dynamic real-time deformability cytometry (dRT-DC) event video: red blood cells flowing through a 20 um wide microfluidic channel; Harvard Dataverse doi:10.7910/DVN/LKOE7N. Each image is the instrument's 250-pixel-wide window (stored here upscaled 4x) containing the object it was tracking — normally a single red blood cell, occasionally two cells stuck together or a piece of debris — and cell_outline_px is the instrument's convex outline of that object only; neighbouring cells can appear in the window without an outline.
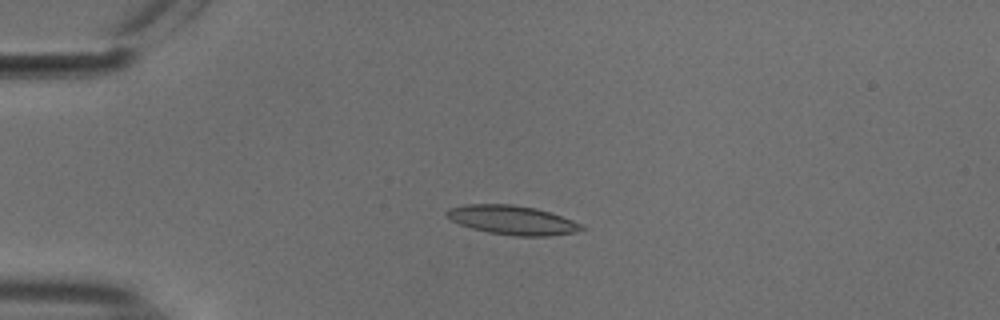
{"species": "common noctule bat (a hibernating species)", "species_latin": "Nyctalus noctula", "temperature_condition": "cold", "stored_images_in_passage": 53, "camera_frame_rate_fps": 3000, "um_per_image_px": 0.085, "animal": {"sex": "male", "body_mass_g": 18.8}, "frame": {"image": 1, "passage_image": 12, "time_ms": 3.667, "image_size_px": [1000, 320], "cell_outline_px": [[588, 228], [576, 232], [548, 236], [516, 236], [488, 232], [472, 228], [460, 224], [452, 220], [444, 212], [448, 208], [464, 204], [512, 204], [536, 208], [572, 220]], "centroid_in_image_um": [43.54, 18.7], "position_along_channel_um": 41.5, "area_um2": 22.77}}
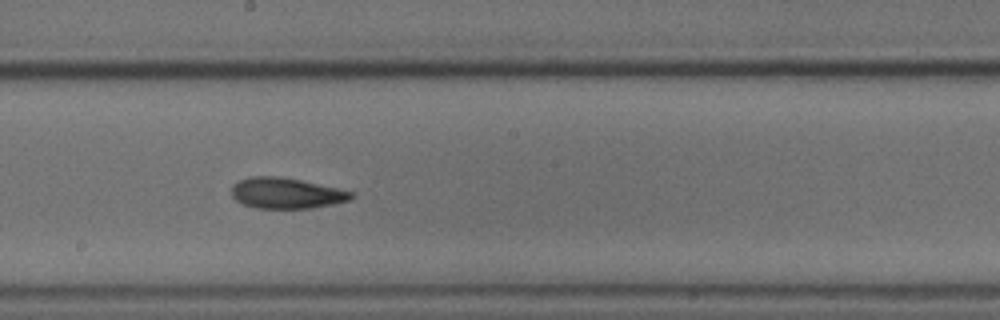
{"frame": {"image": 2, "passage_image": 29, "time_ms": 9.333, "image_size_px": [1000, 320], "cell_outline_px": [[356, 196], [348, 200], [332, 204], [312, 208], [256, 208], [244, 204], [236, 200], [232, 196], [232, 184], [236, 180], [248, 176], [276, 176], [300, 180], [336, 188], [352, 192]], "centroid_in_image_um": [24.28, 16.41], "position_along_channel_um": 223.9, "area_um2": 21.39}}
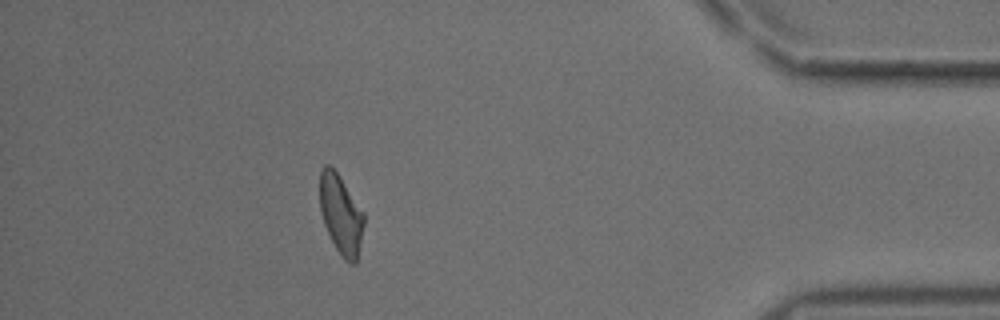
{"frame": {"image": 3, "passage_image": 47, "time_ms": 15.333, "image_size_px": [1000, 320], "cell_outline_px": [[364, 224], [356, 264], [348, 264], [344, 260], [336, 248], [324, 224], [320, 212], [320, 172], [324, 164], [328, 164], [336, 172], [364, 212]], "centroid_in_image_um": [28.97, 18.25], "position_along_channel_um": 406.2, "area_um2": 20.23}, "authors_computed_cell_mechanics": {"area_um2": 21.386, "velocity_mm_per_s": 3.7508, "shape_relaxation_time_tau1_ms": 4.5243, "shape_relaxation_time_tau2_ms": 2.7832, "deformation_change_tau1": 0.1573, "deformation_change_tau2": 0.1129}}